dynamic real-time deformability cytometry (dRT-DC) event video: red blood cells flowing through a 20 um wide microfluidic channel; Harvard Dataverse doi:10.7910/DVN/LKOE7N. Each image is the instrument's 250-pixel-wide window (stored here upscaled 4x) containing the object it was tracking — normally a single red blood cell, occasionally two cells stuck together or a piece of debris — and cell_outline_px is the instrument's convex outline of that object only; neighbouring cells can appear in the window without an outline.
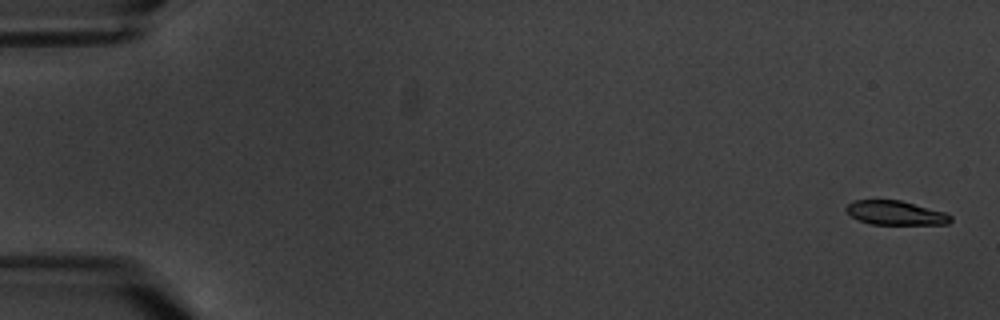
{"species": "common noctule bat (a hibernating species)", "species_latin": "Nyctalus noctula", "temperature_condition": "warm", "stored_images_in_passage": 8, "camera_frame_rate_fps": 3000, "um_per_image_px": 0.085, "animal": {"sex": "male", "body_mass_g": 20.1, "forearm_length_mm": 53.5}, "frame": {"image": 1, "passage_image": 1, "time_ms": 0.0, "image_size_px": [1000, 320], "cell_outline_px": [[952, 220], [948, 224], [868, 224], [852, 216], [844, 208], [852, 200], [900, 200], [944, 212], [952, 216]], "centroid_in_image_um": [76.11, 18.09], "position_along_channel_um": 8.9, "area_um2": 14.57}}
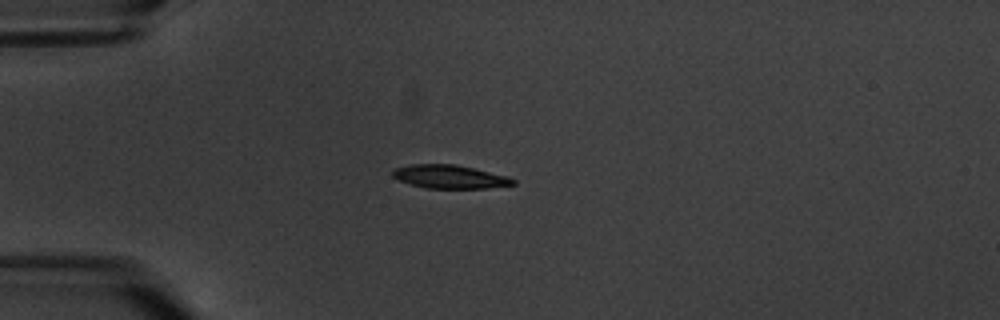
{"frame": {"image": 2, "passage_image": 5, "time_ms": 5.0, "image_size_px": [1000, 320], "cell_outline_px": [[516, 184], [488, 188], [424, 188], [400, 180], [392, 176], [392, 172], [396, 168], [412, 164], [456, 164], [508, 176], [516, 180]], "centroid_in_image_um": [38.26, 15.02], "position_along_channel_um": 46.7, "area_um2": 16.36}}
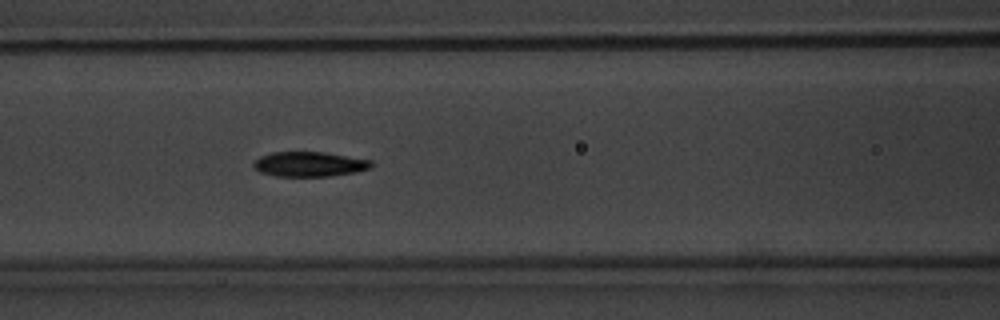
{"frame": {"image": 3, "passage_image": 8, "time_ms": 8.333, "image_size_px": [1000, 320], "cell_outline_px": [[372, 168], [356, 172], [328, 176], [276, 176], [260, 172], [252, 164], [260, 156], [272, 152], [324, 152], [372, 160]], "centroid_in_image_um": [26.32, 13.95], "position_along_channel_um": 140.3, "area_um2": 16.99}}